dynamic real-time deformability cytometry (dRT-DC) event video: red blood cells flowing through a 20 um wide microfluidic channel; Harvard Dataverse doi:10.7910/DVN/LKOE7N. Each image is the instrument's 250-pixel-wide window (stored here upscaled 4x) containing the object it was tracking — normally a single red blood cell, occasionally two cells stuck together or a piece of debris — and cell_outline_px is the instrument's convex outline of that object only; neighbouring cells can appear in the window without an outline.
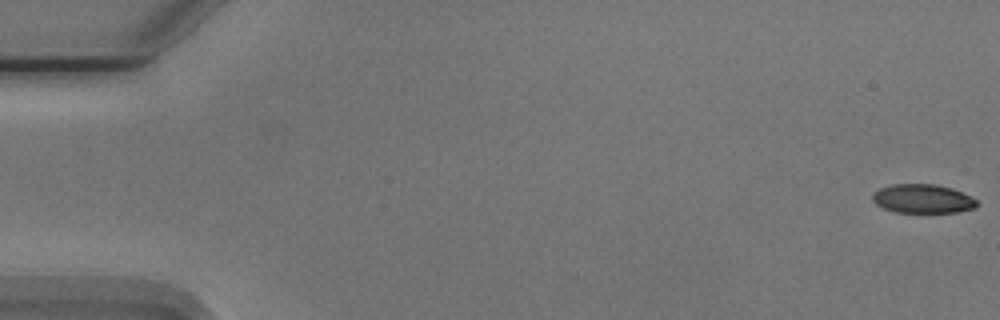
{"species": "Egyptian fruit bat (a non-hibernating species)", "species_latin": "Rousettus aegyptiacus", "temperature_condition": "cold", "stored_images_in_passage": 8, "camera_frame_rate_fps": 3000, "um_per_image_px": 0.085, "animal": {"sex": "male"}, "frame": {"image": 1, "passage_image": 1, "time_ms": 0.0, "image_size_px": [1000, 320], "cell_outline_px": [[976, 208], [956, 212], [896, 212], [884, 208], [876, 204], [872, 200], [872, 192], [880, 188], [892, 184], [936, 184], [952, 188], [976, 200]], "centroid_in_image_um": [78.38, 16.88], "position_along_channel_um": 6.6, "area_um2": 17.46}}